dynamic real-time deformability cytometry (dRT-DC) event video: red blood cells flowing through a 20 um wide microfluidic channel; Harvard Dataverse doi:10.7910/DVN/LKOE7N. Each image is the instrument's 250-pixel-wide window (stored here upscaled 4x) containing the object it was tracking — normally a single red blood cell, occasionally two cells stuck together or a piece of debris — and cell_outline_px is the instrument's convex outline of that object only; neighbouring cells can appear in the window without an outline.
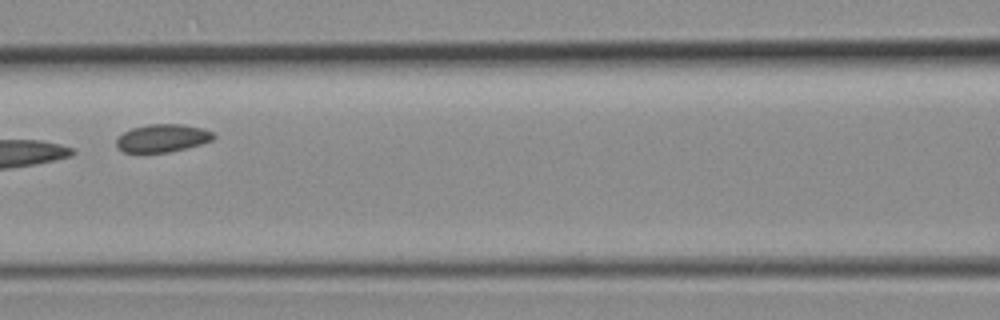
{"species": "common noctule bat (a hibernating species)", "species_latin": "Nyctalus noctula", "temperature_condition": "room temperature", "stored_images_in_passage": 6, "camera_frame_rate_fps": 3000, "um_per_image_px": 0.085, "animal": {"sex": "female", "body_mass_g": 19.3, "forearm_length_mm": 54.1}, "frame": {"image": 1, "passage_image": 5, "time_ms": 1.333, "image_size_px": [1000, 320], "cell_outline_px": [[216, 136], [212, 140], [200, 144], [168, 152], [124, 152], [116, 148], [116, 136], [132, 128], [148, 124], [180, 124], [204, 128], [212, 132]], "centroid_in_image_um": [13.77, 11.73], "position_along_channel_um": 152.8, "area_um2": 15.78}}
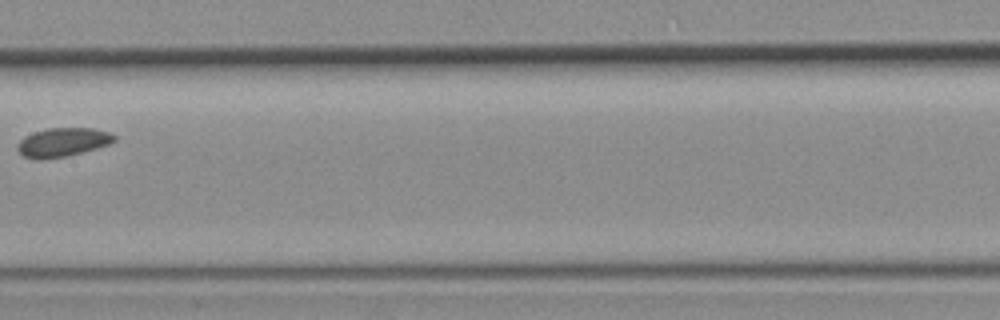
{"frame": {"image": 2, "passage_image": 6, "time_ms": 1.667, "image_size_px": [1000, 320], "cell_outline_px": [[116, 140], [112, 144], [64, 156], [24, 156], [16, 148], [20, 140], [24, 136], [32, 132], [48, 128], [92, 128], [112, 132], [116, 136]], "centroid_in_image_um": [5.42, 12.02], "position_along_channel_um": 202.0, "area_um2": 15.72}}